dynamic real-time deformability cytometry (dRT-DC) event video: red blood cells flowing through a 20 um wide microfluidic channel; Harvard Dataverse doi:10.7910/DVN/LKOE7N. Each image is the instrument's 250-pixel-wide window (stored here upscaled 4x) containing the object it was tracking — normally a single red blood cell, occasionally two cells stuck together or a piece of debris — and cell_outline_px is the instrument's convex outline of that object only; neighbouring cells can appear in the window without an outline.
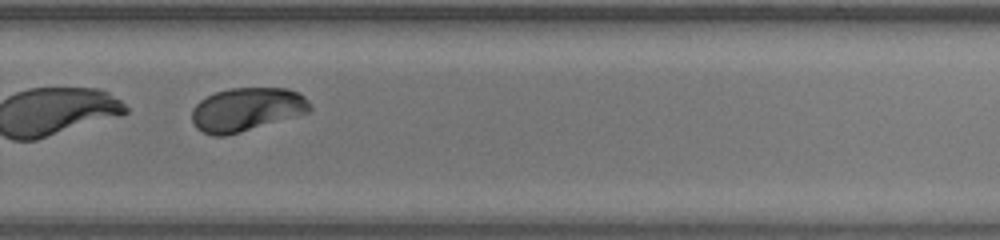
{"species": "human", "species_latin": "Homo sapiens", "temperature_condition": "warm", "stored_images_in_passage": 33, "camera_frame_rate_fps": 3000, "um_per_image_px": 0.085, "donor": {"sex": "female"}, "frame": {"image": 1, "passage_image": 19, "time_ms": 6.0, "image_size_px": [1000, 240], "cell_outline_px": [[312, 108], [308, 112], [296, 116], [240, 132], [224, 136], [212, 136], [196, 128], [192, 124], [192, 108], [200, 100], [216, 92], [232, 88], [288, 88], [300, 92], [308, 100]], "centroid_in_image_um": [20.96, 9.3], "position_along_channel_um": 308.8, "area_um2": 29.94}, "authors_computed_cell_mechanics": {"area_um2": 30.5184, "velocity_mm_per_s": 4.1931, "shape_relaxation_time_tau1_ms": 0.967, "shape_relaxation_time_tau2_ms": 1.1478, "deformation_change_tau1": 0.3156, "deformation_change_tau2": 0.0261}}